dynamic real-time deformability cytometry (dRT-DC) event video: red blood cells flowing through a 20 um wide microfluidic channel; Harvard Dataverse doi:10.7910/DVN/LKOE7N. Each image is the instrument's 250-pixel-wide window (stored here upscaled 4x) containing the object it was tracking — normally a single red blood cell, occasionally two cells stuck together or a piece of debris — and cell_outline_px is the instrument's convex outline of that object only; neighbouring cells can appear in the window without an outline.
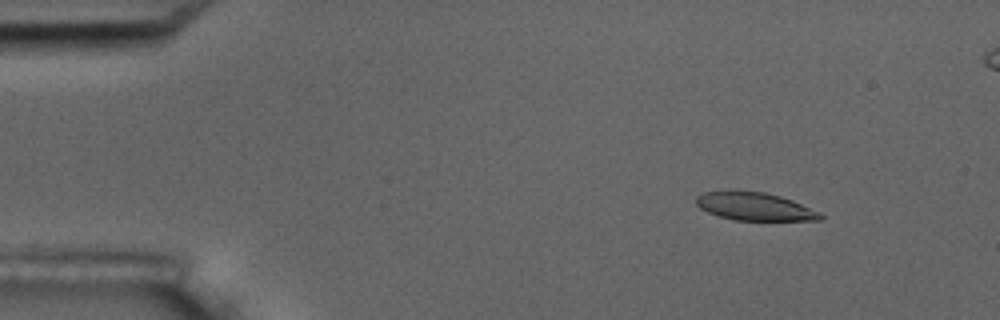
{"species": "common noctule bat (a hibernating species)", "species_latin": "Nyctalus noctula", "temperature_condition": "room temperature", "stored_images_in_passage": 5, "camera_frame_rate_fps": 3000, "um_per_image_px": 0.085, "animal": {"sex": "male", "body_mass_g": 17.5, "forearm_length_mm": 52.3}, "frame": {"image": 1, "passage_image": 2, "time_ms": 1.333, "image_size_px": [1000, 320], "cell_outline_px": [[824, 216], [820, 220], [732, 220], [708, 212], [700, 208], [696, 204], [696, 196], [704, 192], [728, 188], [732, 188], [764, 192], [780, 196], [792, 200], [820, 212]], "centroid_in_image_um": [64.08, 17.51], "position_along_channel_um": 20.9, "area_um2": 20.75}}